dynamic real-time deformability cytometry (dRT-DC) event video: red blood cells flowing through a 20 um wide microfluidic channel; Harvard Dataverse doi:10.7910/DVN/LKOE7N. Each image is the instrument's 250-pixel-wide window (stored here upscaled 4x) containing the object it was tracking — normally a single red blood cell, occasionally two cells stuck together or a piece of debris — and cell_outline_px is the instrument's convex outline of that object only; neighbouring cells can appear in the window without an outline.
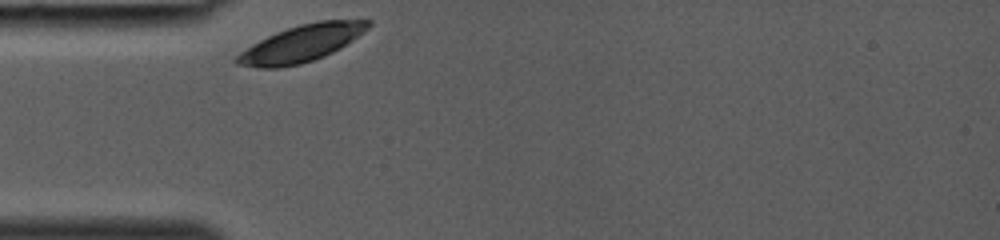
{"species": "common noctule bat (a hibernating species)", "species_latin": "Nyctalus noctula", "temperature_condition": "room temperature", "stored_images_in_passage": 23, "camera_frame_rate_fps": 3000, "um_per_image_px": 0.085, "animal": {"sex": "female", "body_mass_g": 19.0, "forearm_length_mm": 53.3}, "frame": {"image": 1, "passage_image": 1, "time_ms": 0.0, "image_size_px": [1000, 240], "cell_outline_px": [[372, 24], [368, 28], [352, 40], [340, 48], [324, 56], [300, 64], [280, 68], [256, 68], [236, 64], [232, 60], [240, 52], [252, 44], [276, 32], [300, 24], [320, 20], [372, 20]], "centroid_in_image_um": [25.58, 3.7], "position_along_channel_um": 59.4, "area_um2": 28.03}}
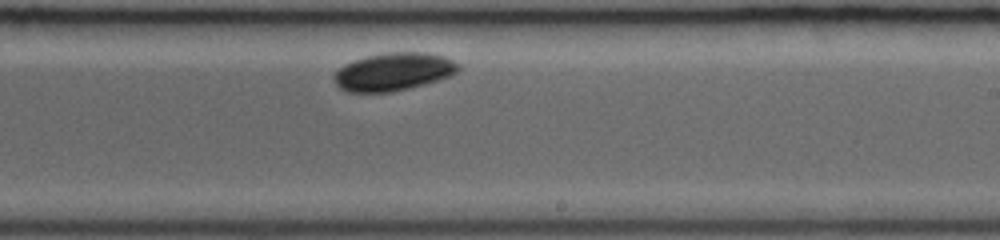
{"frame": {"image": 2, "passage_image": 14, "time_ms": 4.333, "image_size_px": [1000, 240], "cell_outline_px": [[460, 68], [456, 72], [448, 76], [424, 84], [392, 92], [348, 92], [340, 88], [336, 84], [332, 76], [344, 64], [352, 60], [384, 52], [428, 52], [444, 56], [460, 64]], "centroid_in_image_um": [33.43, 6.08], "position_along_channel_um": 255.6, "area_um2": 27.46}}
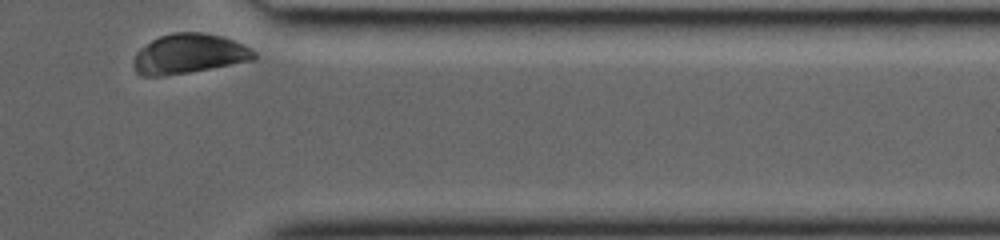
{"frame": {"image": 3, "passage_image": 23, "time_ms": 7.333, "image_size_px": [1000, 240], "cell_outline_px": [[256, 56], [252, 60], [188, 72], [160, 76], [140, 76], [136, 72], [132, 64], [132, 60], [136, 52], [140, 48], [152, 40], [160, 36], [172, 32], [200, 32], [220, 36], [232, 40], [256, 52]], "centroid_in_image_um": [15.98, 4.57], "position_along_channel_um": 395.4, "area_um2": 27.57}}